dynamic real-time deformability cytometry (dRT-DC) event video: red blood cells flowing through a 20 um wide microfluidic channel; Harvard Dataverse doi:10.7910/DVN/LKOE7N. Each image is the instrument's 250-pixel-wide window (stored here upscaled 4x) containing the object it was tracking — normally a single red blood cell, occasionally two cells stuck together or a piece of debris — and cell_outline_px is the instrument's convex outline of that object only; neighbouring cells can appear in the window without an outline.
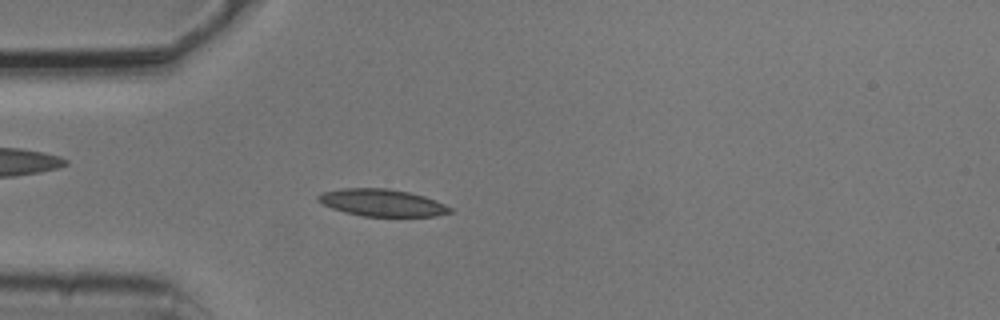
{"species": "common noctule bat (a hibernating species)", "species_latin": "Nyctalus noctula", "temperature_condition": "cold", "stored_images_in_passage": 4, "camera_frame_rate_fps": 3000, "um_per_image_px": 0.085, "animal": {"sex": "male", "body_mass_g": 20.5, "forearm_length_mm": 52.5}, "frame": {"image": 1, "passage_image": 4, "time_ms": 1.0, "image_size_px": [1000, 320], "cell_outline_px": [[452, 212], [436, 216], [360, 216], [344, 212], [332, 208], [316, 200], [316, 196], [324, 192], [344, 188], [388, 188], [408, 192], [424, 196], [436, 200], [452, 208]], "centroid_in_image_um": [32.48, 17.23], "position_along_channel_um": 52.5, "area_um2": 20.81}}